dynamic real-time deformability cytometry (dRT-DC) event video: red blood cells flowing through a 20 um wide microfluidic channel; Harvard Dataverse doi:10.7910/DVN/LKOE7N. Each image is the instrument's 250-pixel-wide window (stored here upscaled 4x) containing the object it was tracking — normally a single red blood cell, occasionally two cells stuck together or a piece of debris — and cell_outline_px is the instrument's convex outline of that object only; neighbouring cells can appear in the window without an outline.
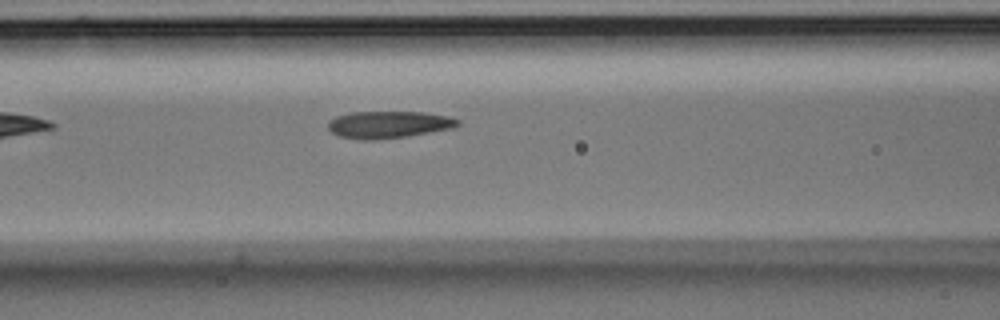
{"species": "Egyptian fruit bat (a non-hibernating species)", "species_latin": "Rousettus aegyptiacus", "temperature_condition": "room temperature", "stored_images_in_passage": 5, "camera_frame_rate_fps": 3000, "um_per_image_px": 0.085, "animal": {"sex": "male"}, "frame": {"image": 1, "passage_image": 5, "time_ms": 1.333, "image_size_px": [1000, 320], "cell_outline_px": [[460, 124], [452, 128], [408, 136], [372, 140], [364, 140], [340, 136], [332, 132], [328, 128], [328, 120], [336, 116], [352, 112], [420, 112], [448, 116], [460, 120]], "centroid_in_image_um": [33.02, 10.58], "position_along_channel_um": 133.6, "area_um2": 20.35}}